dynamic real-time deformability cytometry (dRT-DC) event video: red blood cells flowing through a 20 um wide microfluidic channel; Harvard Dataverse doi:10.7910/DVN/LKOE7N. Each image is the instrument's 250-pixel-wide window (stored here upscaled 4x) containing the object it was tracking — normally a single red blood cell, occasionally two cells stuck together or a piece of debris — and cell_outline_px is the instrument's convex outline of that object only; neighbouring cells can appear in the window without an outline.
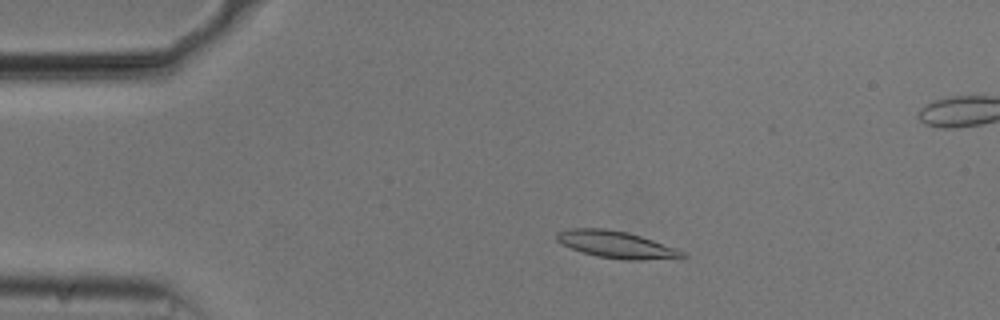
{"species": "common noctule bat (a hibernating species)", "species_latin": "Nyctalus noctula", "temperature_condition": "cold", "stored_images_in_passage": 54, "camera_frame_rate_fps": 3000, "um_per_image_px": 0.085, "animal": {"sex": "male", "body_mass_g": 20.5, "forearm_length_mm": 52.5}, "frame": {"image": 1, "passage_image": 10, "time_ms": 3.0, "image_size_px": [1000, 320], "cell_outline_px": [[688, 256], [680, 260], [624, 260], [596, 256], [580, 252], [556, 240], [556, 232], [568, 228], [604, 228], [628, 232], [676, 248], [684, 252]], "centroid_in_image_um": [52.45, 20.81], "position_along_channel_um": 32.5, "area_um2": 20.17}}
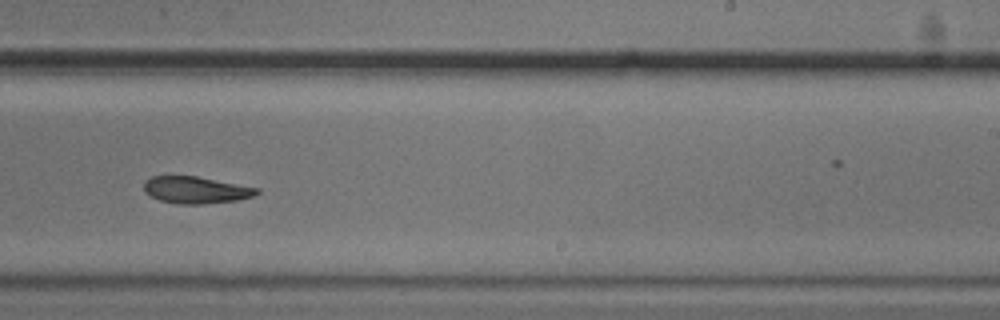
{"frame": {"image": 2, "passage_image": 33, "time_ms": 10.667, "image_size_px": [1000, 320], "cell_outline_px": [[260, 192], [256, 196], [236, 200], [200, 204], [180, 204], [160, 200], [144, 192], [144, 180], [152, 176], [196, 176], [260, 188]], "centroid_in_image_um": [16.67, 16.14], "position_along_channel_um": 272.3, "area_um2": 17.69}}
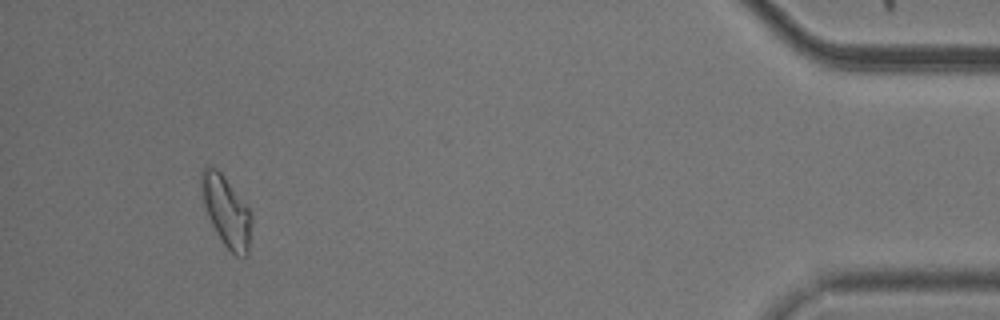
{"frame": {"image": 3, "passage_image": 50, "time_ms": 16.333, "image_size_px": [1000, 320], "cell_outline_px": [[252, 220], [248, 256], [236, 256], [224, 244], [216, 232], [208, 216], [204, 204], [200, 188], [200, 172], [208, 164], [216, 168], [224, 176], [248, 208], [252, 216]], "centroid_in_image_um": [19.23, 17.94], "position_along_channel_um": 416.0, "area_um2": 20.52}}